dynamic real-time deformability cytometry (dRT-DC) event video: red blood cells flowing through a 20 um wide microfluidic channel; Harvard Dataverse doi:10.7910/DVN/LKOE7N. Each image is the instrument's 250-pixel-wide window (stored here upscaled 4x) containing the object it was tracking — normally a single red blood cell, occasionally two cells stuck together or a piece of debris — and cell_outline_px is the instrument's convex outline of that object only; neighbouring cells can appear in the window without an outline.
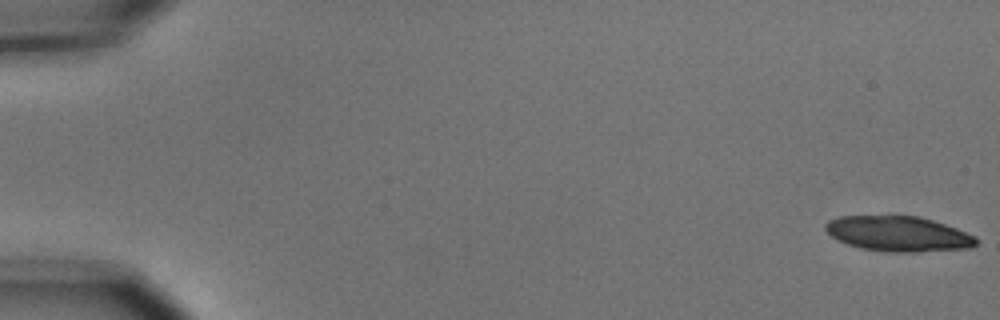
{"species": "common noctule bat (a hibernating species)", "species_latin": "Nyctalus noctula", "temperature_condition": "cold", "stored_images_in_passage": 54, "camera_frame_rate_fps": 3000, "um_per_image_px": 0.085, "animal": {"sex": "male", "body_mass_g": 15.6}, "frame": {"image": 1, "passage_image": 1, "time_ms": 0.0, "image_size_px": [1000, 320], "cell_outline_px": [[976, 244], [968, 248], [920, 252], [884, 252], [860, 248], [848, 244], [832, 236], [824, 228], [824, 224], [828, 220], [840, 216], [920, 216], [956, 228], [976, 236]], "centroid_in_image_um": [76.34, 19.87], "position_along_channel_um": 8.7, "area_um2": 30.87}}
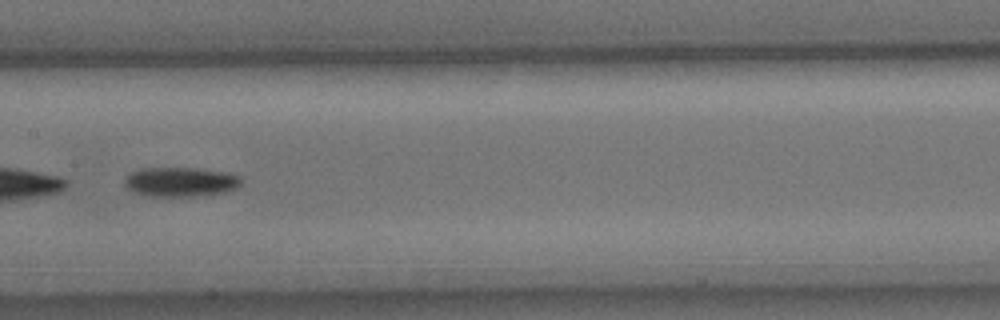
{"frame": {"image": 2, "passage_image": 29, "time_ms": 9.333, "image_size_px": [1000, 320], "cell_outline_px": [[240, 184], [236, 188], [228, 192], [192, 196], [152, 196], [132, 192], [124, 184], [124, 180], [132, 172], [144, 168], [196, 168], [228, 172], [240, 176]], "centroid_in_image_um": [15.37, 15.46], "position_along_channel_um": 192.0, "area_um2": 19.94}}
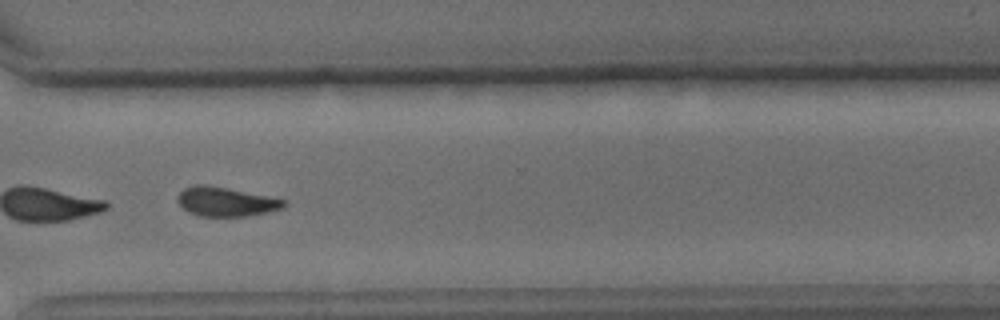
{"frame": {"image": 3, "passage_image": 42, "time_ms": 13.667, "image_size_px": [1000, 320], "cell_outline_px": [[288, 200], [284, 208], [268, 212], [244, 216], [200, 216], [188, 212], [176, 200], [176, 196], [184, 188], [196, 184], [204, 184], [268, 196]], "centroid_in_image_um": [19.2, 17.14], "position_along_channel_um": 351.4, "area_um2": 18.03}, "authors_computed_cell_mechanics": {"area_um2": 21.0103, "velocity_mm_per_s": 3.686, "shape_relaxation_time_tau1_ms": 2.2292, "shape_relaxation_time_tau2_ms": null, "deformation_change_tau1": 0.0978, "deformation_change_tau2": null}}